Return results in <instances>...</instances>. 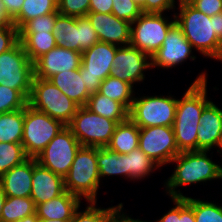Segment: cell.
Masks as SVG:
<instances>
[{
  "label": "cell",
  "instance_id": "cell-1",
  "mask_svg": "<svg viewBox=\"0 0 222 222\" xmlns=\"http://www.w3.org/2000/svg\"><path fill=\"white\" fill-rule=\"evenodd\" d=\"M179 14H175L176 24L193 49L202 55L222 59V13L208 16L190 3L179 4Z\"/></svg>",
  "mask_w": 222,
  "mask_h": 222
},
{
  "label": "cell",
  "instance_id": "cell-2",
  "mask_svg": "<svg viewBox=\"0 0 222 222\" xmlns=\"http://www.w3.org/2000/svg\"><path fill=\"white\" fill-rule=\"evenodd\" d=\"M206 73L202 72L178 99L173 130L180 152L197 151V134L203 109L211 102L207 99Z\"/></svg>",
  "mask_w": 222,
  "mask_h": 222
},
{
  "label": "cell",
  "instance_id": "cell-3",
  "mask_svg": "<svg viewBox=\"0 0 222 222\" xmlns=\"http://www.w3.org/2000/svg\"><path fill=\"white\" fill-rule=\"evenodd\" d=\"M208 151H183L171 162L176 163L173 174L166 182V189L172 198L185 196L175 190L186 184L206 182L213 179H222V167L214 163L207 155Z\"/></svg>",
  "mask_w": 222,
  "mask_h": 222
},
{
  "label": "cell",
  "instance_id": "cell-4",
  "mask_svg": "<svg viewBox=\"0 0 222 222\" xmlns=\"http://www.w3.org/2000/svg\"><path fill=\"white\" fill-rule=\"evenodd\" d=\"M99 185L97 147L81 146L64 177L65 190L80 199L85 197L88 203L96 202Z\"/></svg>",
  "mask_w": 222,
  "mask_h": 222
},
{
  "label": "cell",
  "instance_id": "cell-5",
  "mask_svg": "<svg viewBox=\"0 0 222 222\" xmlns=\"http://www.w3.org/2000/svg\"><path fill=\"white\" fill-rule=\"evenodd\" d=\"M28 105L68 126L79 106L48 79L33 78Z\"/></svg>",
  "mask_w": 222,
  "mask_h": 222
},
{
  "label": "cell",
  "instance_id": "cell-6",
  "mask_svg": "<svg viewBox=\"0 0 222 222\" xmlns=\"http://www.w3.org/2000/svg\"><path fill=\"white\" fill-rule=\"evenodd\" d=\"M64 127L60 121L27 104L21 142L26 155L29 158H37Z\"/></svg>",
  "mask_w": 222,
  "mask_h": 222
},
{
  "label": "cell",
  "instance_id": "cell-7",
  "mask_svg": "<svg viewBox=\"0 0 222 222\" xmlns=\"http://www.w3.org/2000/svg\"><path fill=\"white\" fill-rule=\"evenodd\" d=\"M34 78V63L18 41L0 54V85L18 90L27 100Z\"/></svg>",
  "mask_w": 222,
  "mask_h": 222
},
{
  "label": "cell",
  "instance_id": "cell-8",
  "mask_svg": "<svg viewBox=\"0 0 222 222\" xmlns=\"http://www.w3.org/2000/svg\"><path fill=\"white\" fill-rule=\"evenodd\" d=\"M178 99L161 96H143L134 98L129 109V119L139 128L152 126L172 127Z\"/></svg>",
  "mask_w": 222,
  "mask_h": 222
},
{
  "label": "cell",
  "instance_id": "cell-9",
  "mask_svg": "<svg viewBox=\"0 0 222 222\" xmlns=\"http://www.w3.org/2000/svg\"><path fill=\"white\" fill-rule=\"evenodd\" d=\"M118 123L91 112L85 106L77 109L68 127L82 146L106 147Z\"/></svg>",
  "mask_w": 222,
  "mask_h": 222
},
{
  "label": "cell",
  "instance_id": "cell-10",
  "mask_svg": "<svg viewBox=\"0 0 222 222\" xmlns=\"http://www.w3.org/2000/svg\"><path fill=\"white\" fill-rule=\"evenodd\" d=\"M175 23V14L174 20L169 21L162 13H142L131 23L130 45L152 57Z\"/></svg>",
  "mask_w": 222,
  "mask_h": 222
},
{
  "label": "cell",
  "instance_id": "cell-11",
  "mask_svg": "<svg viewBox=\"0 0 222 222\" xmlns=\"http://www.w3.org/2000/svg\"><path fill=\"white\" fill-rule=\"evenodd\" d=\"M117 47L99 41L82 52L80 75L90 95L98 92L101 82L111 75Z\"/></svg>",
  "mask_w": 222,
  "mask_h": 222
},
{
  "label": "cell",
  "instance_id": "cell-12",
  "mask_svg": "<svg viewBox=\"0 0 222 222\" xmlns=\"http://www.w3.org/2000/svg\"><path fill=\"white\" fill-rule=\"evenodd\" d=\"M81 146L71 129L65 126L49 142L36 160L42 166L64 178Z\"/></svg>",
  "mask_w": 222,
  "mask_h": 222
},
{
  "label": "cell",
  "instance_id": "cell-13",
  "mask_svg": "<svg viewBox=\"0 0 222 222\" xmlns=\"http://www.w3.org/2000/svg\"><path fill=\"white\" fill-rule=\"evenodd\" d=\"M138 147L159 166L171 163L180 153L173 127L168 126L140 128Z\"/></svg>",
  "mask_w": 222,
  "mask_h": 222
},
{
  "label": "cell",
  "instance_id": "cell-14",
  "mask_svg": "<svg viewBox=\"0 0 222 222\" xmlns=\"http://www.w3.org/2000/svg\"><path fill=\"white\" fill-rule=\"evenodd\" d=\"M148 68H152L149 55L131 45L118 46L113 58L111 76L133 86L135 82L144 80V70Z\"/></svg>",
  "mask_w": 222,
  "mask_h": 222
},
{
  "label": "cell",
  "instance_id": "cell-15",
  "mask_svg": "<svg viewBox=\"0 0 222 222\" xmlns=\"http://www.w3.org/2000/svg\"><path fill=\"white\" fill-rule=\"evenodd\" d=\"M192 48L182 29L175 23L167 33L162 46L152 55L151 67L158 66V68L167 69L175 67L187 58L195 60V56H190Z\"/></svg>",
  "mask_w": 222,
  "mask_h": 222
},
{
  "label": "cell",
  "instance_id": "cell-16",
  "mask_svg": "<svg viewBox=\"0 0 222 222\" xmlns=\"http://www.w3.org/2000/svg\"><path fill=\"white\" fill-rule=\"evenodd\" d=\"M82 53L56 46L34 62V77L49 79L55 74L80 68Z\"/></svg>",
  "mask_w": 222,
  "mask_h": 222
},
{
  "label": "cell",
  "instance_id": "cell-17",
  "mask_svg": "<svg viewBox=\"0 0 222 222\" xmlns=\"http://www.w3.org/2000/svg\"><path fill=\"white\" fill-rule=\"evenodd\" d=\"M86 16L95 29L100 42L116 46L130 45L131 23L128 21L119 19L112 13L89 12Z\"/></svg>",
  "mask_w": 222,
  "mask_h": 222
},
{
  "label": "cell",
  "instance_id": "cell-18",
  "mask_svg": "<svg viewBox=\"0 0 222 222\" xmlns=\"http://www.w3.org/2000/svg\"><path fill=\"white\" fill-rule=\"evenodd\" d=\"M30 198L35 205L60 196L64 191V178L42 166L33 158V177Z\"/></svg>",
  "mask_w": 222,
  "mask_h": 222
},
{
  "label": "cell",
  "instance_id": "cell-19",
  "mask_svg": "<svg viewBox=\"0 0 222 222\" xmlns=\"http://www.w3.org/2000/svg\"><path fill=\"white\" fill-rule=\"evenodd\" d=\"M222 150V110L212 101L203 109L198 126L197 151Z\"/></svg>",
  "mask_w": 222,
  "mask_h": 222
},
{
  "label": "cell",
  "instance_id": "cell-20",
  "mask_svg": "<svg viewBox=\"0 0 222 222\" xmlns=\"http://www.w3.org/2000/svg\"><path fill=\"white\" fill-rule=\"evenodd\" d=\"M32 177L33 158H28L0 177L5 195L9 197H30Z\"/></svg>",
  "mask_w": 222,
  "mask_h": 222
},
{
  "label": "cell",
  "instance_id": "cell-21",
  "mask_svg": "<svg viewBox=\"0 0 222 222\" xmlns=\"http://www.w3.org/2000/svg\"><path fill=\"white\" fill-rule=\"evenodd\" d=\"M80 203L79 197L65 190L60 196L38 204L36 214L39 219L71 220Z\"/></svg>",
  "mask_w": 222,
  "mask_h": 222
},
{
  "label": "cell",
  "instance_id": "cell-22",
  "mask_svg": "<svg viewBox=\"0 0 222 222\" xmlns=\"http://www.w3.org/2000/svg\"><path fill=\"white\" fill-rule=\"evenodd\" d=\"M48 80L79 107L85 106L91 96L80 75V68L55 74Z\"/></svg>",
  "mask_w": 222,
  "mask_h": 222
},
{
  "label": "cell",
  "instance_id": "cell-23",
  "mask_svg": "<svg viewBox=\"0 0 222 222\" xmlns=\"http://www.w3.org/2000/svg\"><path fill=\"white\" fill-rule=\"evenodd\" d=\"M85 107L102 117L116 121L118 124L129 119V110L122 104L99 92L92 94Z\"/></svg>",
  "mask_w": 222,
  "mask_h": 222
},
{
  "label": "cell",
  "instance_id": "cell-24",
  "mask_svg": "<svg viewBox=\"0 0 222 222\" xmlns=\"http://www.w3.org/2000/svg\"><path fill=\"white\" fill-rule=\"evenodd\" d=\"M140 128L130 119L116 126L110 143L106 146L118 154H128L139 146Z\"/></svg>",
  "mask_w": 222,
  "mask_h": 222
},
{
  "label": "cell",
  "instance_id": "cell-25",
  "mask_svg": "<svg viewBox=\"0 0 222 222\" xmlns=\"http://www.w3.org/2000/svg\"><path fill=\"white\" fill-rule=\"evenodd\" d=\"M19 41L31 62L57 46L53 32H18Z\"/></svg>",
  "mask_w": 222,
  "mask_h": 222
},
{
  "label": "cell",
  "instance_id": "cell-26",
  "mask_svg": "<svg viewBox=\"0 0 222 222\" xmlns=\"http://www.w3.org/2000/svg\"><path fill=\"white\" fill-rule=\"evenodd\" d=\"M53 35L58 46L79 52V36L76 17L58 13L53 27Z\"/></svg>",
  "mask_w": 222,
  "mask_h": 222
},
{
  "label": "cell",
  "instance_id": "cell-27",
  "mask_svg": "<svg viewBox=\"0 0 222 222\" xmlns=\"http://www.w3.org/2000/svg\"><path fill=\"white\" fill-rule=\"evenodd\" d=\"M25 108L0 114V143H21Z\"/></svg>",
  "mask_w": 222,
  "mask_h": 222
},
{
  "label": "cell",
  "instance_id": "cell-28",
  "mask_svg": "<svg viewBox=\"0 0 222 222\" xmlns=\"http://www.w3.org/2000/svg\"><path fill=\"white\" fill-rule=\"evenodd\" d=\"M97 164L100 178L111 175L127 178L126 154H118L107 147H97Z\"/></svg>",
  "mask_w": 222,
  "mask_h": 222
},
{
  "label": "cell",
  "instance_id": "cell-29",
  "mask_svg": "<svg viewBox=\"0 0 222 222\" xmlns=\"http://www.w3.org/2000/svg\"><path fill=\"white\" fill-rule=\"evenodd\" d=\"M55 12H58L57 0H24L20 12L13 18V24L19 30L27 21Z\"/></svg>",
  "mask_w": 222,
  "mask_h": 222
},
{
  "label": "cell",
  "instance_id": "cell-30",
  "mask_svg": "<svg viewBox=\"0 0 222 222\" xmlns=\"http://www.w3.org/2000/svg\"><path fill=\"white\" fill-rule=\"evenodd\" d=\"M98 92L112 100L122 103L128 110L131 108L135 98L131 84L111 75L101 82Z\"/></svg>",
  "mask_w": 222,
  "mask_h": 222
},
{
  "label": "cell",
  "instance_id": "cell-31",
  "mask_svg": "<svg viewBox=\"0 0 222 222\" xmlns=\"http://www.w3.org/2000/svg\"><path fill=\"white\" fill-rule=\"evenodd\" d=\"M36 213V205L30 197H6L0 222H15Z\"/></svg>",
  "mask_w": 222,
  "mask_h": 222
},
{
  "label": "cell",
  "instance_id": "cell-32",
  "mask_svg": "<svg viewBox=\"0 0 222 222\" xmlns=\"http://www.w3.org/2000/svg\"><path fill=\"white\" fill-rule=\"evenodd\" d=\"M160 166L148 157L139 147L126 154L127 178L141 179Z\"/></svg>",
  "mask_w": 222,
  "mask_h": 222
},
{
  "label": "cell",
  "instance_id": "cell-33",
  "mask_svg": "<svg viewBox=\"0 0 222 222\" xmlns=\"http://www.w3.org/2000/svg\"><path fill=\"white\" fill-rule=\"evenodd\" d=\"M28 158L21 143H0V177Z\"/></svg>",
  "mask_w": 222,
  "mask_h": 222
},
{
  "label": "cell",
  "instance_id": "cell-34",
  "mask_svg": "<svg viewBox=\"0 0 222 222\" xmlns=\"http://www.w3.org/2000/svg\"><path fill=\"white\" fill-rule=\"evenodd\" d=\"M89 206L82 212L75 211L70 222H108L121 208L123 204L109 208H97L96 202H89ZM79 211V212H78Z\"/></svg>",
  "mask_w": 222,
  "mask_h": 222
},
{
  "label": "cell",
  "instance_id": "cell-35",
  "mask_svg": "<svg viewBox=\"0 0 222 222\" xmlns=\"http://www.w3.org/2000/svg\"><path fill=\"white\" fill-rule=\"evenodd\" d=\"M184 199L193 208L196 222H222V206L186 196Z\"/></svg>",
  "mask_w": 222,
  "mask_h": 222
},
{
  "label": "cell",
  "instance_id": "cell-36",
  "mask_svg": "<svg viewBox=\"0 0 222 222\" xmlns=\"http://www.w3.org/2000/svg\"><path fill=\"white\" fill-rule=\"evenodd\" d=\"M28 100L18 91L0 85V114L25 108Z\"/></svg>",
  "mask_w": 222,
  "mask_h": 222
},
{
  "label": "cell",
  "instance_id": "cell-37",
  "mask_svg": "<svg viewBox=\"0 0 222 222\" xmlns=\"http://www.w3.org/2000/svg\"><path fill=\"white\" fill-rule=\"evenodd\" d=\"M79 36V52L91 48L95 43L99 42V38L95 29L92 27L87 16L76 17Z\"/></svg>",
  "mask_w": 222,
  "mask_h": 222
},
{
  "label": "cell",
  "instance_id": "cell-38",
  "mask_svg": "<svg viewBox=\"0 0 222 222\" xmlns=\"http://www.w3.org/2000/svg\"><path fill=\"white\" fill-rule=\"evenodd\" d=\"M112 14L119 19L133 23L143 12L133 0H113Z\"/></svg>",
  "mask_w": 222,
  "mask_h": 222
},
{
  "label": "cell",
  "instance_id": "cell-39",
  "mask_svg": "<svg viewBox=\"0 0 222 222\" xmlns=\"http://www.w3.org/2000/svg\"><path fill=\"white\" fill-rule=\"evenodd\" d=\"M59 12L38 16L27 21L18 32H53L56 16Z\"/></svg>",
  "mask_w": 222,
  "mask_h": 222
},
{
  "label": "cell",
  "instance_id": "cell-40",
  "mask_svg": "<svg viewBox=\"0 0 222 222\" xmlns=\"http://www.w3.org/2000/svg\"><path fill=\"white\" fill-rule=\"evenodd\" d=\"M57 2L60 14L80 17L89 13L90 0H57Z\"/></svg>",
  "mask_w": 222,
  "mask_h": 222
},
{
  "label": "cell",
  "instance_id": "cell-41",
  "mask_svg": "<svg viewBox=\"0 0 222 222\" xmlns=\"http://www.w3.org/2000/svg\"><path fill=\"white\" fill-rule=\"evenodd\" d=\"M18 41V28L14 24L0 25V54L11 49Z\"/></svg>",
  "mask_w": 222,
  "mask_h": 222
},
{
  "label": "cell",
  "instance_id": "cell-42",
  "mask_svg": "<svg viewBox=\"0 0 222 222\" xmlns=\"http://www.w3.org/2000/svg\"><path fill=\"white\" fill-rule=\"evenodd\" d=\"M189 3L210 17L222 13V0H191Z\"/></svg>",
  "mask_w": 222,
  "mask_h": 222
},
{
  "label": "cell",
  "instance_id": "cell-43",
  "mask_svg": "<svg viewBox=\"0 0 222 222\" xmlns=\"http://www.w3.org/2000/svg\"><path fill=\"white\" fill-rule=\"evenodd\" d=\"M175 0H145V13H162L172 10Z\"/></svg>",
  "mask_w": 222,
  "mask_h": 222
},
{
  "label": "cell",
  "instance_id": "cell-44",
  "mask_svg": "<svg viewBox=\"0 0 222 222\" xmlns=\"http://www.w3.org/2000/svg\"><path fill=\"white\" fill-rule=\"evenodd\" d=\"M113 0H90L89 12L111 13Z\"/></svg>",
  "mask_w": 222,
  "mask_h": 222
},
{
  "label": "cell",
  "instance_id": "cell-45",
  "mask_svg": "<svg viewBox=\"0 0 222 222\" xmlns=\"http://www.w3.org/2000/svg\"><path fill=\"white\" fill-rule=\"evenodd\" d=\"M172 200L175 207L169 210L168 213L164 214L163 217L158 219L156 222H180V198H172Z\"/></svg>",
  "mask_w": 222,
  "mask_h": 222
},
{
  "label": "cell",
  "instance_id": "cell-46",
  "mask_svg": "<svg viewBox=\"0 0 222 222\" xmlns=\"http://www.w3.org/2000/svg\"><path fill=\"white\" fill-rule=\"evenodd\" d=\"M180 222H196L194 210L184 198H180Z\"/></svg>",
  "mask_w": 222,
  "mask_h": 222
},
{
  "label": "cell",
  "instance_id": "cell-47",
  "mask_svg": "<svg viewBox=\"0 0 222 222\" xmlns=\"http://www.w3.org/2000/svg\"><path fill=\"white\" fill-rule=\"evenodd\" d=\"M7 14L13 19L21 10L24 0H2Z\"/></svg>",
  "mask_w": 222,
  "mask_h": 222
},
{
  "label": "cell",
  "instance_id": "cell-48",
  "mask_svg": "<svg viewBox=\"0 0 222 222\" xmlns=\"http://www.w3.org/2000/svg\"><path fill=\"white\" fill-rule=\"evenodd\" d=\"M122 208L108 221V222H144L141 221L140 219H132L131 217L124 215L122 213L121 215Z\"/></svg>",
  "mask_w": 222,
  "mask_h": 222
},
{
  "label": "cell",
  "instance_id": "cell-49",
  "mask_svg": "<svg viewBox=\"0 0 222 222\" xmlns=\"http://www.w3.org/2000/svg\"><path fill=\"white\" fill-rule=\"evenodd\" d=\"M13 24V19L7 14L2 0H0V25Z\"/></svg>",
  "mask_w": 222,
  "mask_h": 222
},
{
  "label": "cell",
  "instance_id": "cell-50",
  "mask_svg": "<svg viewBox=\"0 0 222 222\" xmlns=\"http://www.w3.org/2000/svg\"><path fill=\"white\" fill-rule=\"evenodd\" d=\"M39 218L37 217V214H32L29 216L24 217L23 219L17 220L15 222H38Z\"/></svg>",
  "mask_w": 222,
  "mask_h": 222
},
{
  "label": "cell",
  "instance_id": "cell-51",
  "mask_svg": "<svg viewBox=\"0 0 222 222\" xmlns=\"http://www.w3.org/2000/svg\"><path fill=\"white\" fill-rule=\"evenodd\" d=\"M6 197L7 196L5 195L2 184L0 182V218H1L2 208H3L4 202L6 200Z\"/></svg>",
  "mask_w": 222,
  "mask_h": 222
},
{
  "label": "cell",
  "instance_id": "cell-52",
  "mask_svg": "<svg viewBox=\"0 0 222 222\" xmlns=\"http://www.w3.org/2000/svg\"><path fill=\"white\" fill-rule=\"evenodd\" d=\"M136 5H138L142 12L145 13V0H133Z\"/></svg>",
  "mask_w": 222,
  "mask_h": 222
},
{
  "label": "cell",
  "instance_id": "cell-53",
  "mask_svg": "<svg viewBox=\"0 0 222 222\" xmlns=\"http://www.w3.org/2000/svg\"><path fill=\"white\" fill-rule=\"evenodd\" d=\"M38 222H70V220H50V219H39Z\"/></svg>",
  "mask_w": 222,
  "mask_h": 222
},
{
  "label": "cell",
  "instance_id": "cell-54",
  "mask_svg": "<svg viewBox=\"0 0 222 222\" xmlns=\"http://www.w3.org/2000/svg\"><path fill=\"white\" fill-rule=\"evenodd\" d=\"M191 0H179V4L180 3H189Z\"/></svg>",
  "mask_w": 222,
  "mask_h": 222
}]
</instances>
